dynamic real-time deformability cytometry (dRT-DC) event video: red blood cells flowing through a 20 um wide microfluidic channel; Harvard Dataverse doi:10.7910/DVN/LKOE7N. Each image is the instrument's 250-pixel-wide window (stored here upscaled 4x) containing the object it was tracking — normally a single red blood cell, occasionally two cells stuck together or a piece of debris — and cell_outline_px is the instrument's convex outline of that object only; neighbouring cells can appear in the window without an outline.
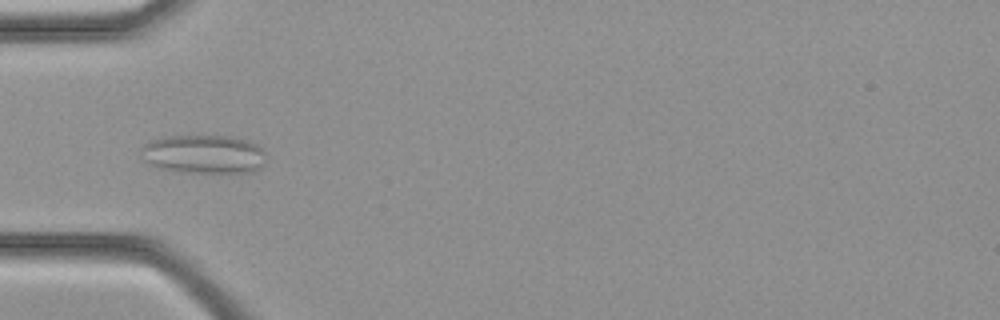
{"species": "common noctule bat (a hibernating species)", "species_latin": "Nyctalus noctula", "temperature_condition": "cold", "stored_images_in_passage": 36, "camera_frame_rate_fps": 3000, "um_per_image_px": 0.085, "animal": {"sex": "female", "body_mass_g": 21.9}, "frame": {"image": 1, "passage_image": 11, "time_ms": 3.333, "image_size_px": [1000, 320], "cell_outline_px": [[264, 164], [260, 168], [252, 172], [188, 172], [160, 168], [148, 164], [140, 160], [140, 148], [144, 144], [152, 140], [164, 136], [232, 136], [248, 140], [256, 144], [264, 152]], "centroid_in_image_um": [17.27, 13.1], "position_along_channel_um": 67.7, "area_um2": 28.38}}